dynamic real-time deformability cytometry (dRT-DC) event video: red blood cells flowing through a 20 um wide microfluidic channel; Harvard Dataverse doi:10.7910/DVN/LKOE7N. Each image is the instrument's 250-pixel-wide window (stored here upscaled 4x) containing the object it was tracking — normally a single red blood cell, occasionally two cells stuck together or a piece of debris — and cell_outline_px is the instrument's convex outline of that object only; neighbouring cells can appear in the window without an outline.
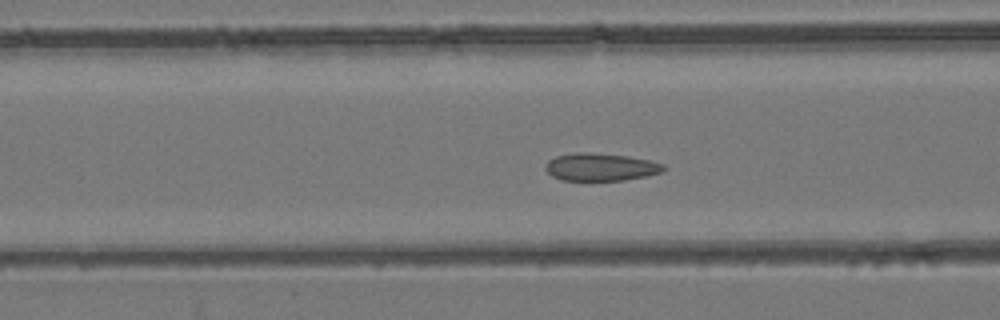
{"species": "common noctule bat (a hibernating species)", "species_latin": "Nyctalus noctula", "temperature_condition": "room temperature", "stored_images_in_passage": 52, "camera_frame_rate_fps": 3000, "um_per_image_px": 0.085, "animal": {"sex": "female", "body_mass_g": 24.6, "forearm_length_mm": 56.2}, "frame": {"image": 1, "passage_image": 19, "time_ms": 6.0, "image_size_px": [1000, 320], "cell_outline_px": [[668, 168], [664, 172], [648, 176], [624, 180], [560, 180], [552, 176], [544, 168], [544, 164], [548, 160], [556, 156], [576, 152], [588, 152], [628, 156], [648, 160], [664, 164]], "centroid_in_image_um": [51.07, 14.2], "position_along_channel_um": 115.5, "area_um2": 19.25}}
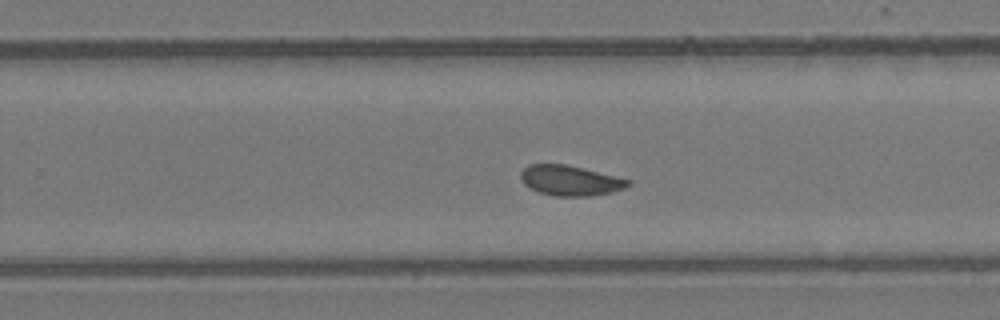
{"frame": {"image": 2, "passage_image": 32, "time_ms": 10.333, "image_size_px": [1000, 320], "cell_outline_px": [[632, 184], [624, 188], [612, 192], [588, 196], [556, 196], [540, 192], [524, 184], [520, 176], [520, 172], [528, 164], [568, 164], [632, 180]], "centroid_in_image_um": [48.49, 15.33], "position_along_channel_um": 281.3, "area_um2": 18.9}}
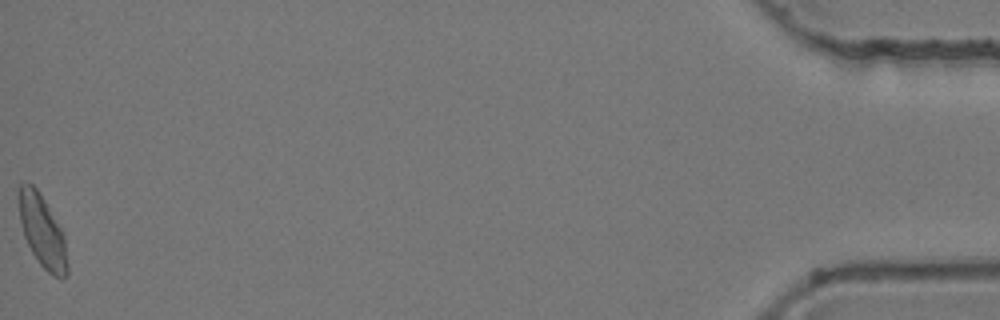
{"frame": {"image": 3, "passage_image": 52, "time_ms": 17.0, "image_size_px": [1000, 320], "cell_outline_px": [[68, 276], [52, 276], [40, 264], [32, 252], [24, 236], [20, 220], [16, 196], [16, 192], [20, 184], [28, 180], [36, 188], [60, 228], [64, 236], [68, 264]], "centroid_in_image_um": [3.55, 19.62], "position_along_channel_um": 431.6, "area_um2": 20.35}, "authors_computed_cell_mechanics": {"area_um2": 19.4786, "velocity_mm_per_s": 3.835, "shape_relaxation_time_tau1_ms": null, "shape_relaxation_time_tau2_ms": 0.701, "deformation_change_tau1": null, "deformation_change_tau2": 0.0552}}